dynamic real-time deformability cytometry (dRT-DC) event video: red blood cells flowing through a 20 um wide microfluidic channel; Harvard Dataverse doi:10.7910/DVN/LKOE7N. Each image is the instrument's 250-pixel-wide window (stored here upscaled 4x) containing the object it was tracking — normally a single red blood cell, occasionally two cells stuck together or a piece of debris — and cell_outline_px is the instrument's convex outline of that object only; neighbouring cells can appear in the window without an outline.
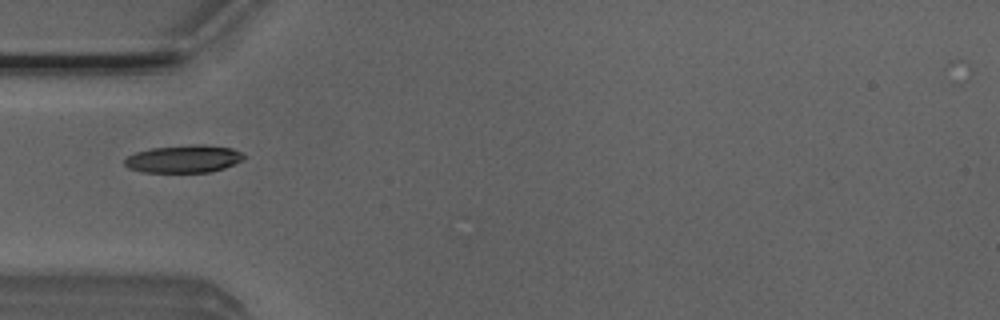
{"species": "Egyptian fruit bat (a non-hibernating species)", "species_latin": "Rousettus aegyptiacus", "temperature_condition": "room temperature", "stored_images_in_passage": 5, "camera_frame_rate_fps": 3000, "um_per_image_px": 0.085, "animal": {"sex": "male"}, "frame": {"image": 1, "passage_image": 2, "time_ms": 0.333, "image_size_px": [1000, 320], "cell_outline_px": [[244, 160], [224, 168], [212, 172], [140, 172], [128, 168], [124, 164], [124, 160], [128, 156], [136, 152], [152, 148], [192, 144], [204, 144], [232, 148], [240, 152], [244, 156]], "centroid_in_image_um": [15.62, 13.5], "position_along_channel_um": 69.4, "area_um2": 19.31}}
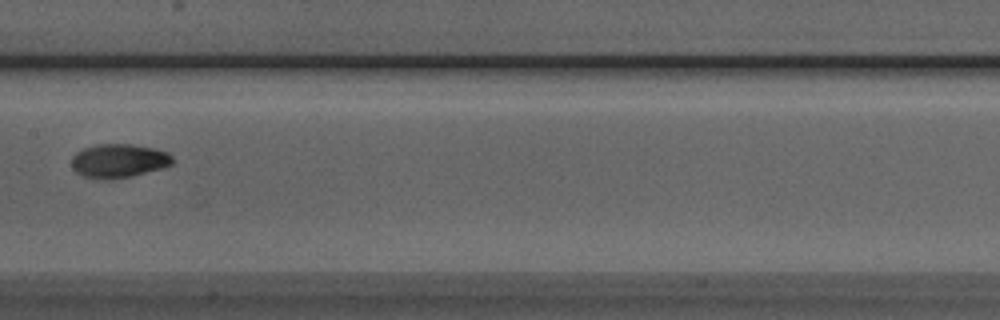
{"frame": {"image": 2, "passage_image": 5, "time_ms": 1.333, "image_size_px": [1000, 320], "cell_outline_px": [[172, 164], [164, 168], [132, 176], [108, 180], [104, 180], [84, 176], [76, 172], [72, 168], [72, 156], [76, 152], [84, 148], [96, 144], [132, 144], [152, 148], [168, 152], [172, 156]], "centroid_in_image_um": [10.09, 13.67], "position_along_channel_um": 197.3, "area_um2": 20.0}}